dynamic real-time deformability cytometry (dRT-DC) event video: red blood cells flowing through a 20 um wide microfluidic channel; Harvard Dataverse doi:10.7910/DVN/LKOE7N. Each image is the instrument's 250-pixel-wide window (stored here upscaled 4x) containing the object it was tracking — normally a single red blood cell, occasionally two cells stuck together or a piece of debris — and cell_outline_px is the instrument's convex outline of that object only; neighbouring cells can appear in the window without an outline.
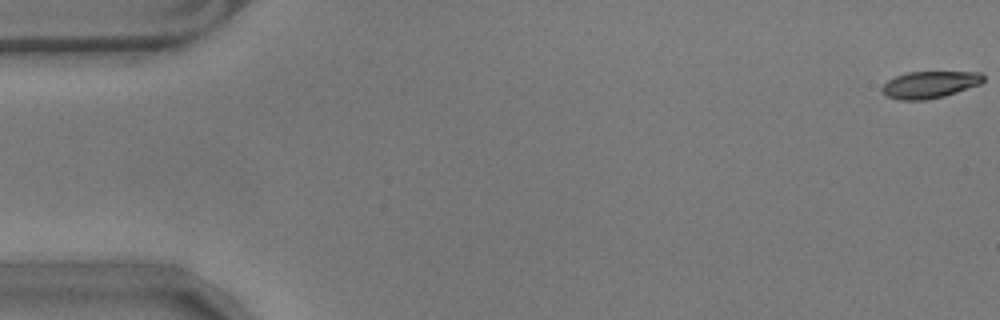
{"species": "common noctule bat (a hibernating species)", "species_latin": "Nyctalus noctula", "temperature_condition": "warm", "stored_images_in_passage": 12, "camera_frame_rate_fps": 3000, "um_per_image_px": 0.085, "animal": {"sex": "male", "body_mass_g": 17.9}, "frame": {"image": 1, "passage_image": 1, "time_ms": 0.0, "image_size_px": [1000, 320], "cell_outline_px": [[984, 80], [980, 84], [944, 96], [924, 100], [900, 100], [888, 96], [880, 88], [888, 80], [896, 76], [908, 72], [980, 72], [984, 76]], "centroid_in_image_um": [79.03, 7.19], "position_along_channel_um": 6.0, "area_um2": 15.72}}